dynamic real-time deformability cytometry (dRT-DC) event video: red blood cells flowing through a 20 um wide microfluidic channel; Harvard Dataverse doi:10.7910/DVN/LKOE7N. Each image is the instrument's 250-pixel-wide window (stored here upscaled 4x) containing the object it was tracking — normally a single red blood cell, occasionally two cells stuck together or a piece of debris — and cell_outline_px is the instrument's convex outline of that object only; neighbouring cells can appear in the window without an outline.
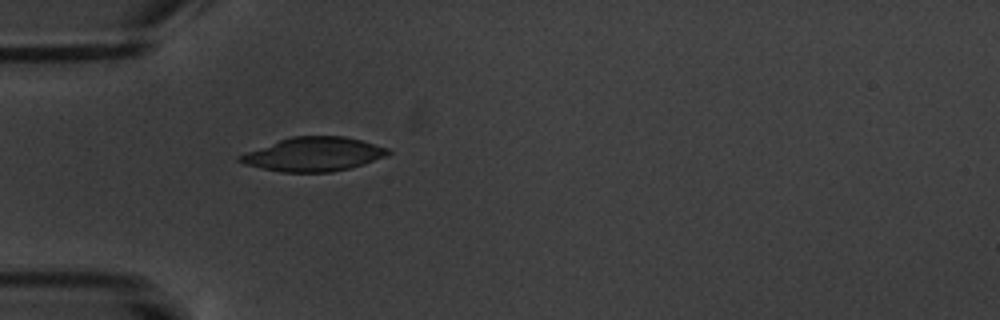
{"species": "common noctule bat (a hibernating species)", "species_latin": "Nyctalus noctula", "temperature_condition": "warm", "stored_images_in_passage": 4, "camera_frame_rate_fps": 3000, "um_per_image_px": 0.085, "animal": {"sex": "male", "body_mass_g": 20.1, "forearm_length_mm": 53.5}, "frame": {"image": 1, "passage_image": 4, "time_ms": 4.333, "image_size_px": [1000, 320], "cell_outline_px": [[392, 152], [388, 156], [364, 164], [332, 172], [280, 172], [244, 164], [236, 160], [236, 156], [280, 140], [292, 136], [344, 136], [360, 140], [388, 148]], "centroid_in_image_um": [26.67, 13.12], "position_along_channel_um": 58.3, "area_um2": 29.19}}